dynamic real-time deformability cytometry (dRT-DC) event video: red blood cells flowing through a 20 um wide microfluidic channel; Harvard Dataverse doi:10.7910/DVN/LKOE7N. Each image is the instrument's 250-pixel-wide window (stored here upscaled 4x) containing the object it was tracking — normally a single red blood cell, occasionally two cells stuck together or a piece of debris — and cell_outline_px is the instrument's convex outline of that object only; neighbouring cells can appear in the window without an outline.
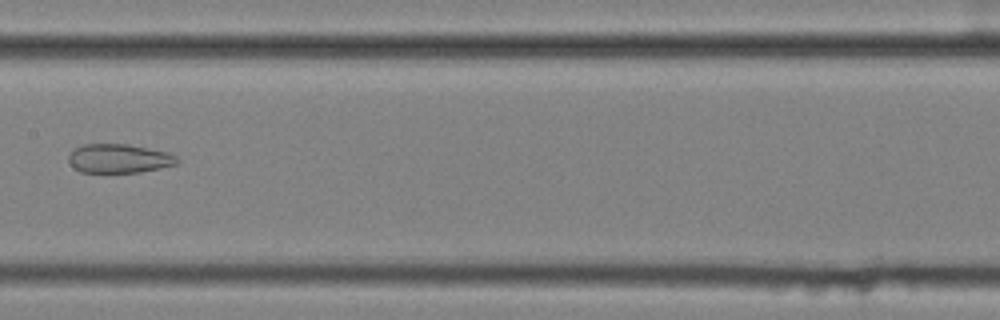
{"species": "common noctule bat (a hibernating species)", "species_latin": "Nyctalus noctula", "temperature_condition": "cold", "stored_images_in_passage": 7, "camera_frame_rate_fps": 3000, "um_per_image_px": 0.085, "animal": {"sex": "female", "body_mass_g": 25.1}, "frame": {"image": 1, "passage_image": 5, "time_ms": 1.333, "image_size_px": [1000, 320], "cell_outline_px": [[180, 160], [176, 164], [160, 168], [140, 172], [80, 172], [68, 160], [68, 156], [76, 148], [84, 144], [128, 144], [168, 152], [176, 156]], "centroid_in_image_um": [10.15, 13.47], "position_along_channel_um": 197.3, "area_um2": 18.15}}
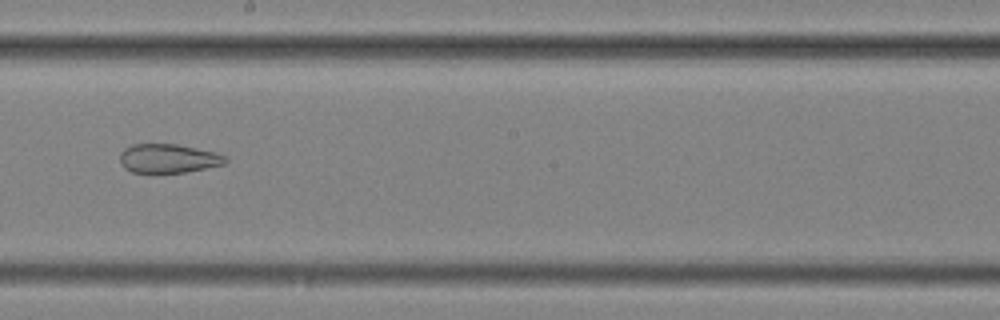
{"frame": {"image": 2, "passage_image": 6, "time_ms": 1.667, "image_size_px": [1000, 320], "cell_outline_px": [[228, 160], [224, 164], [184, 172], [132, 172], [124, 168], [120, 164], [120, 152], [124, 148], [132, 144], [176, 144], [216, 152], [228, 156]], "centroid_in_image_um": [14.3, 13.45], "position_along_channel_um": 233.9, "area_um2": 17.8}}